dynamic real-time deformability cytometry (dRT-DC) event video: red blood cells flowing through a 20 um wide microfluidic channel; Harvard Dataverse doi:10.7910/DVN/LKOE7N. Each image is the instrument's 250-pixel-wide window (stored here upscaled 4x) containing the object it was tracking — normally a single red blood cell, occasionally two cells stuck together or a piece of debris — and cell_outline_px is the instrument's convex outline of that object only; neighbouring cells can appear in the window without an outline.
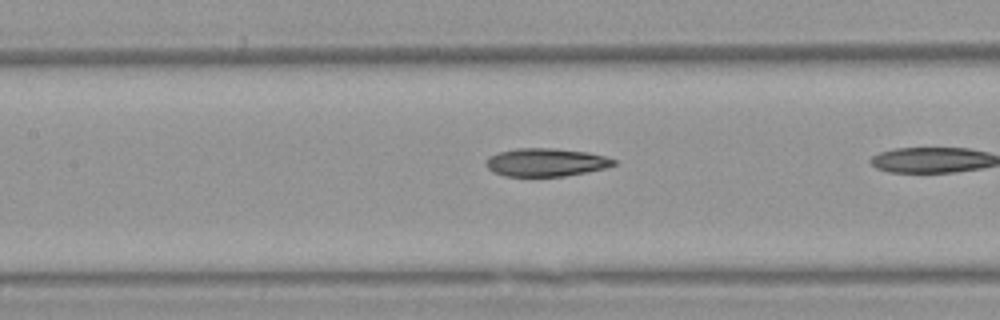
{"species": "Egyptian fruit bat (a non-hibernating species)", "species_latin": "Rousettus aegyptiacus", "temperature_condition": "warm", "stored_images_in_passage": 6, "camera_frame_rate_fps": 3000, "um_per_image_px": 0.085, "animal": {"sex": "female"}, "frame": {"image": 1, "passage_image": 5, "time_ms": 1.333, "image_size_px": [1000, 320], "cell_outline_px": [[616, 164], [604, 168], [564, 176], [504, 176], [492, 172], [484, 164], [488, 156], [500, 152], [516, 148], [552, 148], [588, 152], [604, 156], [616, 160]], "centroid_in_image_um": [46.35, 13.79], "position_along_channel_um": 161.0, "area_um2": 20.87}}